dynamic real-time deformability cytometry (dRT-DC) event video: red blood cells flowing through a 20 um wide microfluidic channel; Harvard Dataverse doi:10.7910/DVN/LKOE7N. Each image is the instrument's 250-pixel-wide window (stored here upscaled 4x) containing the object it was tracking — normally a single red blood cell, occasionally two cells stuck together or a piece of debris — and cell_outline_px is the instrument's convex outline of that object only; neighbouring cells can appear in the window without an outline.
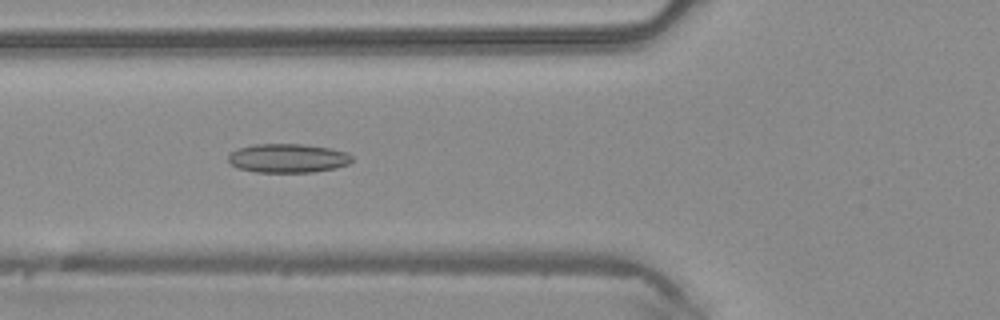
{"species": "common noctule bat (a hibernating species)", "species_latin": "Nyctalus noctula", "temperature_condition": "warm", "stored_images_in_passage": 48, "camera_frame_rate_fps": 3000, "um_per_image_px": 0.085, "animal": {"sex": "male", "body_mass_g": 20.4}, "frame": {"image": 1, "passage_image": 18, "time_ms": 5.667, "image_size_px": [1000, 320], "cell_outline_px": [[352, 160], [348, 164], [336, 168], [312, 172], [256, 172], [240, 168], [232, 164], [228, 160], [228, 156], [232, 152], [240, 148], [256, 144], [304, 144], [332, 148], [348, 152], [352, 156]], "centroid_in_image_um": [24.52, 13.44], "position_along_channel_um": 101.3, "area_um2": 20.81}}
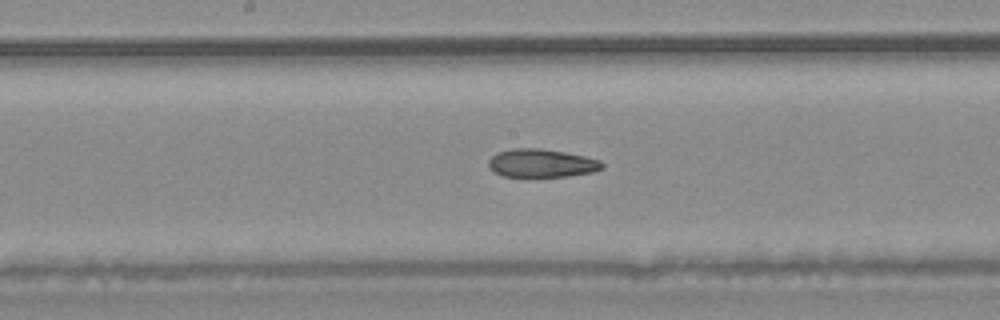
{"frame": {"image": 2, "passage_image": 25, "time_ms": 8.0, "image_size_px": [1000, 320], "cell_outline_px": [[604, 168], [592, 172], [568, 176], [500, 176], [492, 172], [488, 168], [488, 160], [496, 152], [512, 148], [540, 148], [564, 152], [584, 156], [600, 160], [604, 164]], "centroid_in_image_um": [45.98, 13.86], "position_along_channel_um": 202.2, "area_um2": 18.84}}
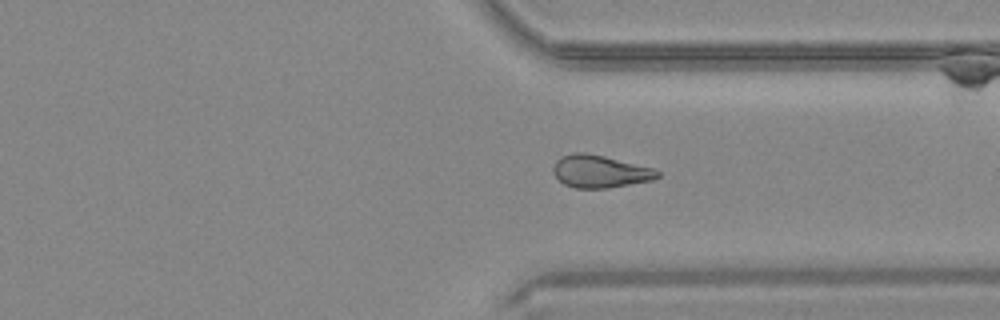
{"frame": {"image": 3, "passage_image": 36, "time_ms": 11.667, "image_size_px": [1000, 320], "cell_outline_px": [[660, 176], [652, 180], [608, 188], [576, 188], [564, 184], [552, 172], [552, 168], [556, 160], [560, 156], [576, 152], [584, 152], [604, 156], [652, 168], [660, 172]], "centroid_in_image_um": [50.96, 14.57], "position_along_channel_um": 360.4, "area_um2": 19.65}}